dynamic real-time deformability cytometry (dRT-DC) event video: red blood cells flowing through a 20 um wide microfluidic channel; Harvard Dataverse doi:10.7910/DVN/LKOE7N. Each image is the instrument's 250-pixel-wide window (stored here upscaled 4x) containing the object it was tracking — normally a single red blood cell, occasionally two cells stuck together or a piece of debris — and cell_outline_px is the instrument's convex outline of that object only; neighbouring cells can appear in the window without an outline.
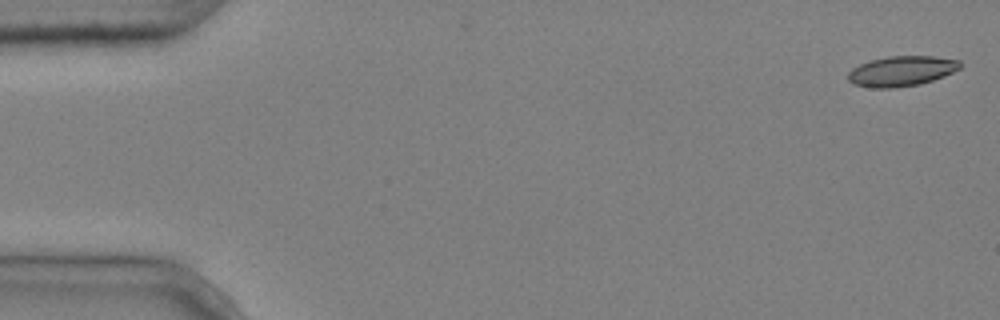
{"species": "common noctule bat (a hibernating species)", "species_latin": "Nyctalus noctula", "temperature_condition": "cold", "stored_images_in_passage": 6, "segment_of_instrument_passage": [1, 2], "camera_frame_rate_fps": 3000, "um_per_image_px": 0.085, "animal": {"sex": "male", "body_mass_g": 20.4}, "frame": {"image": 1, "passage_image": 1, "time_ms": 0.0, "image_size_px": [1000, 320], "cell_outline_px": [[960, 68], [944, 76], [920, 84], [892, 88], [872, 88], [852, 84], [848, 80], [848, 72], [852, 68], [860, 64], [872, 60], [888, 56], [932, 56], [960, 60]], "centroid_in_image_um": [76.6, 6.05], "position_along_channel_um": 8.4, "area_um2": 19.65}}
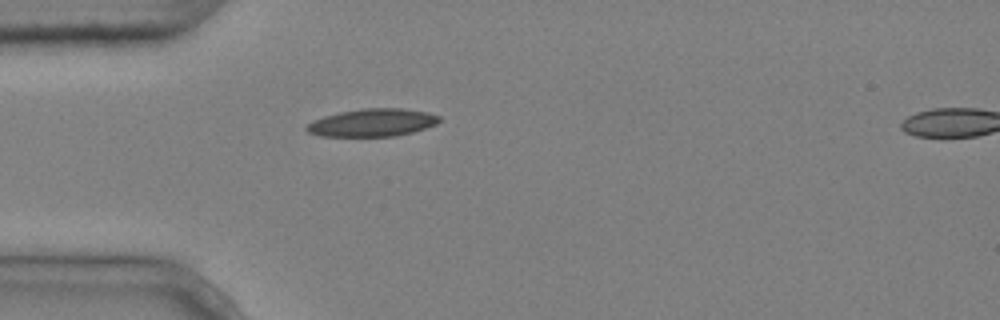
{"frame": {"image": 2, "passage_image": 5, "time_ms": 1.333, "image_size_px": [1000, 320], "cell_outline_px": [[440, 120], [436, 124], [412, 132], [396, 136], [320, 136], [308, 132], [304, 128], [312, 120], [324, 116], [340, 112], [360, 108], [400, 108], [428, 112], [440, 116]], "centroid_in_image_um": [31.63, 10.42], "position_along_channel_um": 53.4, "area_um2": 21.44}}